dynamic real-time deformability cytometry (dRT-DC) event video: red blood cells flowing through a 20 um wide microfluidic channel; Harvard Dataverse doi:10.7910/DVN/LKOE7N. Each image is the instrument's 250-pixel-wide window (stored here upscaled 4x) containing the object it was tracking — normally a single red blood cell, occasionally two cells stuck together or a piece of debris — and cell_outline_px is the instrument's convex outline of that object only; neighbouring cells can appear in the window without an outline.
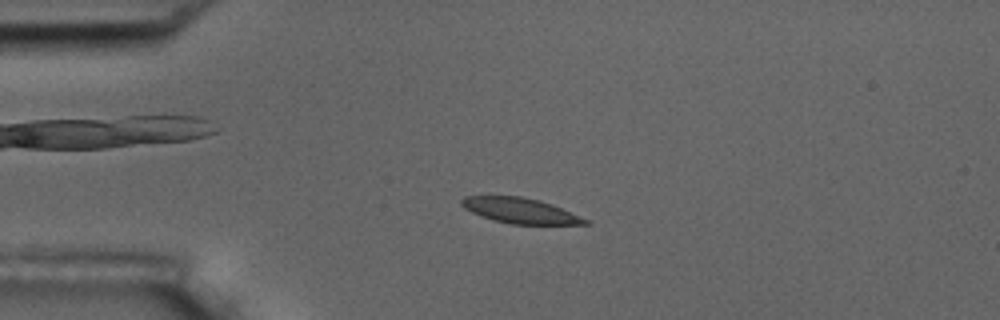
{"species": "common noctule bat (a hibernating species)", "species_latin": "Nyctalus noctula", "temperature_condition": "room temperature", "stored_images_in_passage": 46, "camera_frame_rate_fps": 3000, "um_per_image_px": 0.085, "animal": {"sex": "male", "body_mass_g": 17.5, "forearm_length_mm": 52.3}, "frame": {"image": 1, "passage_image": 3, "time_ms": 0.667, "image_size_px": [1000, 320], "cell_outline_px": [[592, 224], [512, 224], [492, 220], [480, 216], [464, 208], [460, 204], [460, 200], [464, 196], [520, 196], [540, 200], [560, 208], [588, 220]], "centroid_in_image_um": [44.16, 17.9], "position_along_channel_um": 40.8, "area_um2": 18.09}}
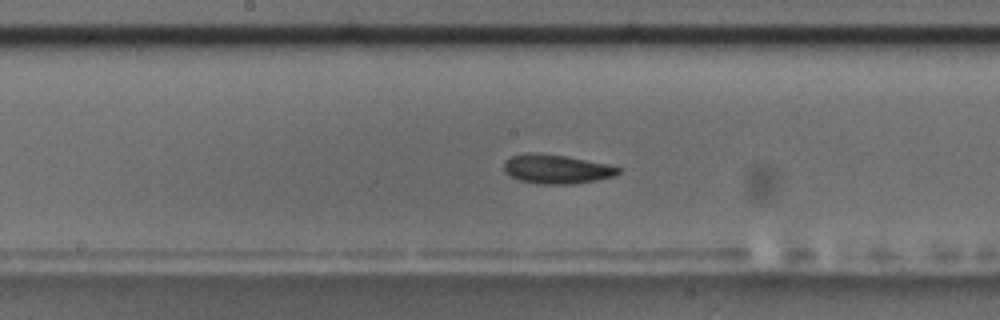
{"frame": {"image": 2, "passage_image": 19, "time_ms": 6.0, "image_size_px": [1000, 320], "cell_outline_px": [[620, 172], [612, 176], [596, 180], [572, 184], [536, 184], [520, 180], [504, 172], [504, 160], [512, 156], [528, 152], [540, 152], [564, 156], [604, 164], [620, 168]], "centroid_in_image_um": [47.23, 14.37], "position_along_channel_um": 201.0, "area_um2": 19.19}}
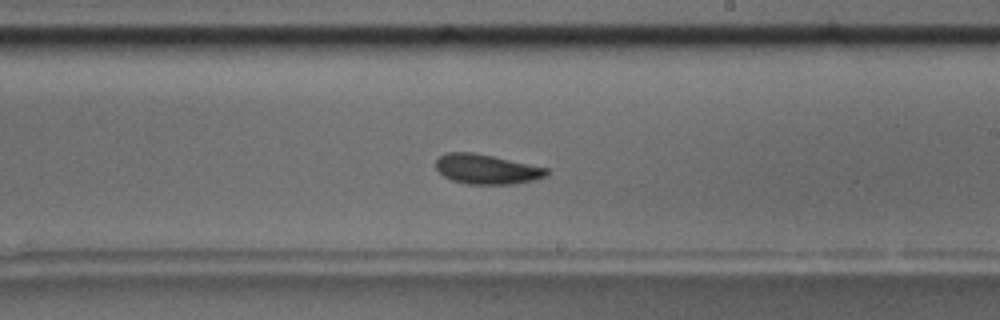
{"frame": {"image": 3, "passage_image": 23, "time_ms": 7.333, "image_size_px": [1000, 320], "cell_outline_px": [[548, 172], [544, 176], [536, 180], [512, 184], [468, 184], [452, 180], [444, 176], [436, 168], [436, 160], [444, 152], [472, 152], [492, 156], [548, 168]], "centroid_in_image_um": [41.34, 14.38], "position_along_channel_um": 247.7, "area_um2": 19.07}, "authors_computed_cell_mechanics": {"area_um2": 19.1318, "velocity_mm_per_s": 3.5231, "shape_relaxation_time_tau1_ms": 4.1901, "shape_relaxation_time_tau2_ms": null, "deformation_change_tau1": 0.1171, "deformation_change_tau2": null}}